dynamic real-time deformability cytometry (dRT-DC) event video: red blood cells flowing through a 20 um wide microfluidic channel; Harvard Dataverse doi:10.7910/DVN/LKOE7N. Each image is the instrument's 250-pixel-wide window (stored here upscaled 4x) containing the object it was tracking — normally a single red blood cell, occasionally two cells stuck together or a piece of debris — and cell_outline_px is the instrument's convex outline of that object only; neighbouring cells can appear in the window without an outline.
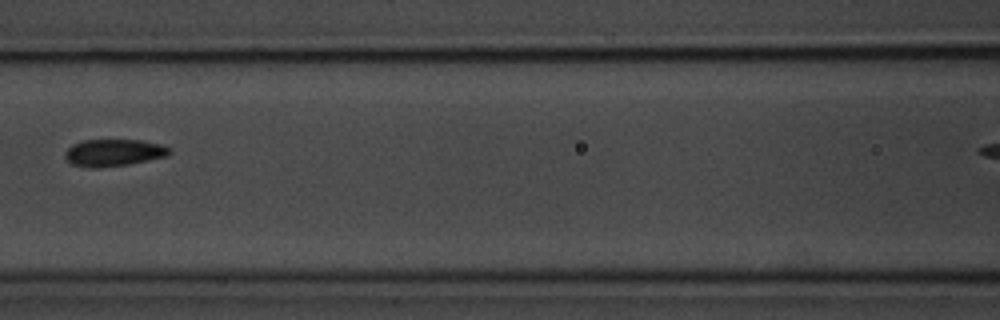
{"species": "common noctule bat (a hibernating species)", "species_latin": "Nyctalus noctula", "temperature_condition": "room temperature", "stored_images_in_passage": 7, "camera_frame_rate_fps": 3000, "um_per_image_px": 0.085, "animal": {"sex": "male", "body_mass_g": 20.1, "forearm_length_mm": 53.5}, "frame": {"image": 1, "passage_image": 7, "time_ms": 7.667, "image_size_px": [1000, 320], "cell_outline_px": [[172, 152], [168, 156], [128, 164], [96, 168], [92, 168], [72, 164], [64, 156], [64, 152], [72, 144], [84, 140], [140, 140], [160, 144], [172, 148]], "centroid_in_image_um": [9.68, 12.97], "position_along_channel_um": 156.9, "area_um2": 16.47}}